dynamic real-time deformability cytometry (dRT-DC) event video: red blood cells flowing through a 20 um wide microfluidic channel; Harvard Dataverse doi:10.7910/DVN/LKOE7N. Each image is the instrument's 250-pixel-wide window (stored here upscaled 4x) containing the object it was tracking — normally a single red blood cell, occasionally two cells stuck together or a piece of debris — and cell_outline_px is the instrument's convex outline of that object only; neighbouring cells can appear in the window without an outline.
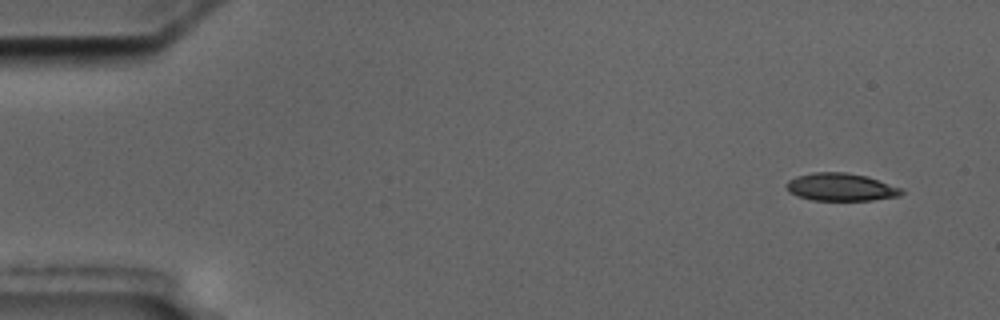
{"species": "common noctule bat (a hibernating species)", "species_latin": "Nyctalus noctula", "temperature_condition": "cold", "stored_images_in_passage": 5, "camera_frame_rate_fps": 3000, "um_per_image_px": 0.085, "animal": {"sex": "male", "body_mass_g": 17.5, "forearm_length_mm": 52.3}, "frame": {"image": 1, "passage_image": 1, "time_ms": 0.0, "image_size_px": [1000, 320], "cell_outline_px": [[904, 192], [900, 196], [872, 200], [812, 200], [796, 196], [788, 192], [784, 184], [788, 180], [796, 176], [812, 172], [844, 172], [868, 176], [904, 188]], "centroid_in_image_um": [71.47, 15.9], "position_along_channel_um": 13.5, "area_um2": 18.96}}